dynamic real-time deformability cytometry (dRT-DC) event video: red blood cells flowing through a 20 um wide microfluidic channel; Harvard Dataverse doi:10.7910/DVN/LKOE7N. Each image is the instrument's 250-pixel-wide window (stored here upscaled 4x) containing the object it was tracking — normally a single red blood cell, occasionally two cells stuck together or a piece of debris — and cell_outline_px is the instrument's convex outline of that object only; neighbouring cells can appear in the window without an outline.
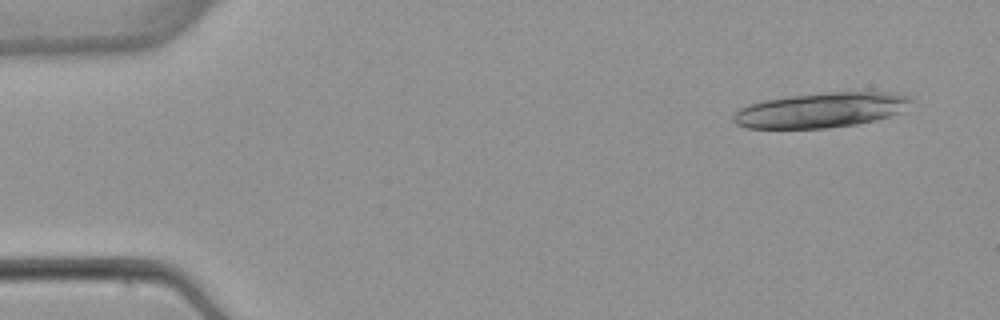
{"species": "common noctule bat (a hibernating species)", "species_latin": "Nyctalus noctula", "temperature_condition": "warm", "stored_images_in_passage": 6, "camera_frame_rate_fps": 3000, "um_per_image_px": 0.085, "animal": {"sex": "female", "body_mass_g": 22.7, "forearm_length_mm": 54.2}, "frame": {"image": 1, "passage_image": 1, "time_ms": 0.0, "image_size_px": [1000, 320], "cell_outline_px": [[912, 100], [900, 112], [876, 120], [856, 124], [828, 128], [748, 128], [736, 124], [732, 120], [732, 116], [740, 108], [748, 104], [764, 100], [792, 96], [828, 92], [896, 92], [908, 96]], "centroid_in_image_um": [69.76, 9.36], "position_along_channel_um": 15.2, "area_um2": 36.01}}
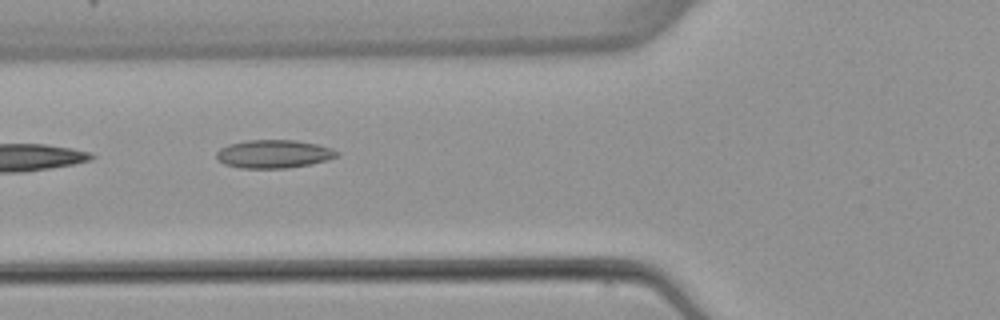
{"frame": {"image": 2, "passage_image": 5, "time_ms": 5.333, "image_size_px": [1000, 320], "cell_outline_px": [[340, 156], [328, 160], [312, 164], [288, 168], [240, 168], [224, 164], [216, 160], [216, 152], [220, 148], [228, 144], [244, 140], [296, 140], [316, 144], [332, 148], [340, 152]], "centroid_in_image_um": [23.27, 13.09], "position_along_channel_um": 102.5, "area_um2": 20.17}}
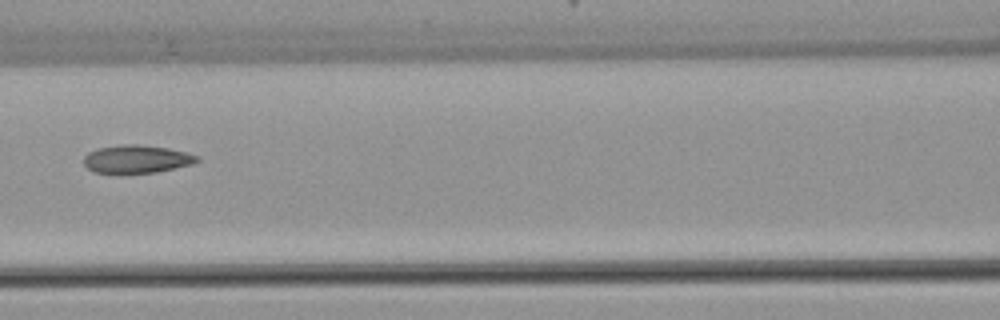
{"frame": {"image": 3, "passage_image": 6, "time_ms": 6.667, "image_size_px": [1000, 320], "cell_outline_px": [[200, 160], [192, 164], [176, 168], [156, 172], [92, 172], [84, 164], [84, 156], [88, 152], [96, 148], [124, 144], [136, 144], [168, 148], [188, 152], [200, 156]], "centroid_in_image_um": [11.64, 13.5], "position_along_channel_um": 155.0, "area_um2": 18.44}}